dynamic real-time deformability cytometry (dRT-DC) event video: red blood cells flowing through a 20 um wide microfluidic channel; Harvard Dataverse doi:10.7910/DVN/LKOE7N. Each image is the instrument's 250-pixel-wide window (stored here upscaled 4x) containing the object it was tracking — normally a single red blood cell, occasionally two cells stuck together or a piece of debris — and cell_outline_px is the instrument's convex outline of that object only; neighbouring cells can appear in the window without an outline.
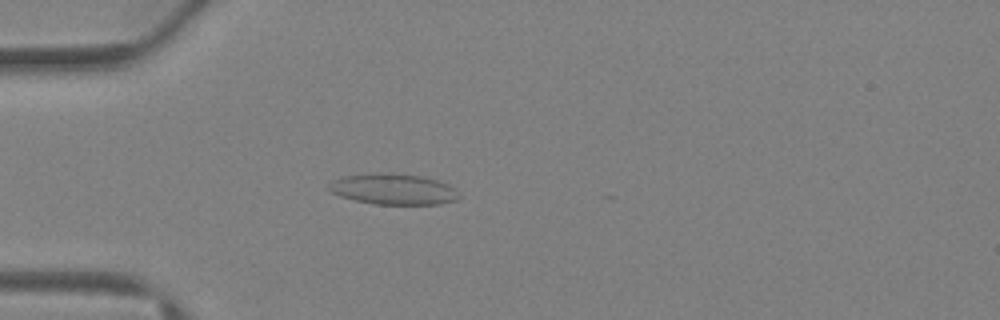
{"species": "Egyptian fruit bat (a non-hibernating species)", "species_latin": "Rousettus aegyptiacus", "temperature_condition": "warm", "stored_images_in_passage": 28, "camera_frame_rate_fps": 3000, "um_per_image_px": 0.085, "animal": {"sex": "female"}, "frame": {"image": 1, "passage_image": 3, "time_ms": 0.667, "image_size_px": [1000, 320], "cell_outline_px": [[460, 196], [456, 200], [440, 204], [376, 204], [356, 200], [340, 196], [332, 192], [328, 188], [328, 184], [332, 180], [344, 176], [380, 172], [392, 172], [420, 176], [436, 180], [448, 184], [456, 188]], "centroid_in_image_um": [33.45, 16.07], "position_along_channel_um": 51.6, "area_um2": 23.47}}
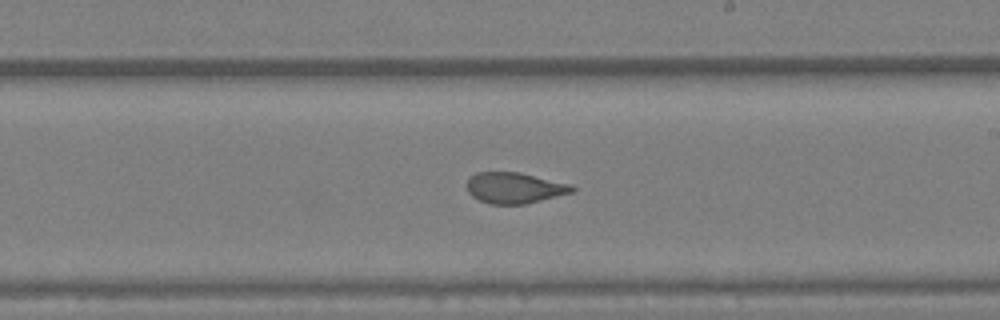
{"frame": {"image": 2, "passage_image": 15, "time_ms": 4.667, "image_size_px": [1000, 320], "cell_outline_px": [[576, 188], [572, 192], [524, 204], [488, 204], [472, 196], [468, 192], [468, 176], [476, 172], [520, 172], [572, 184]], "centroid_in_image_um": [43.72, 15.96], "position_along_channel_um": 245.3, "area_um2": 18.96}}
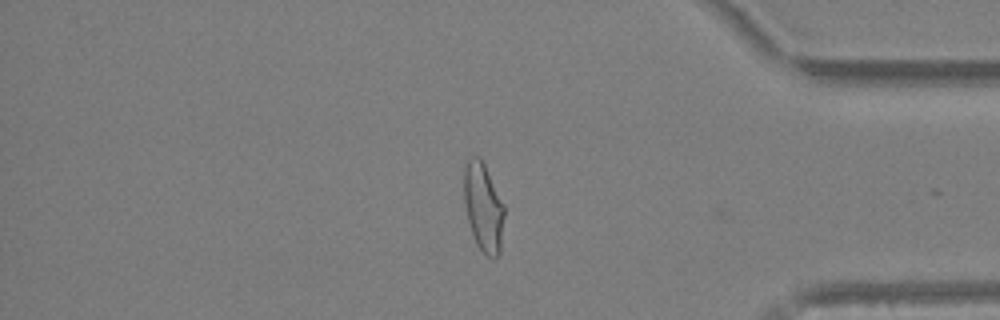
{"frame": {"image": 3, "passage_image": 25, "time_ms": 8.0, "image_size_px": [1000, 320], "cell_outline_px": [[504, 216], [500, 252], [496, 260], [492, 260], [484, 256], [476, 244], [468, 220], [464, 200], [464, 168], [468, 160], [472, 156], [480, 156], [504, 204]], "centroid_in_image_um": [41.09, 17.68], "position_along_channel_um": 394.1, "area_um2": 20.98}}